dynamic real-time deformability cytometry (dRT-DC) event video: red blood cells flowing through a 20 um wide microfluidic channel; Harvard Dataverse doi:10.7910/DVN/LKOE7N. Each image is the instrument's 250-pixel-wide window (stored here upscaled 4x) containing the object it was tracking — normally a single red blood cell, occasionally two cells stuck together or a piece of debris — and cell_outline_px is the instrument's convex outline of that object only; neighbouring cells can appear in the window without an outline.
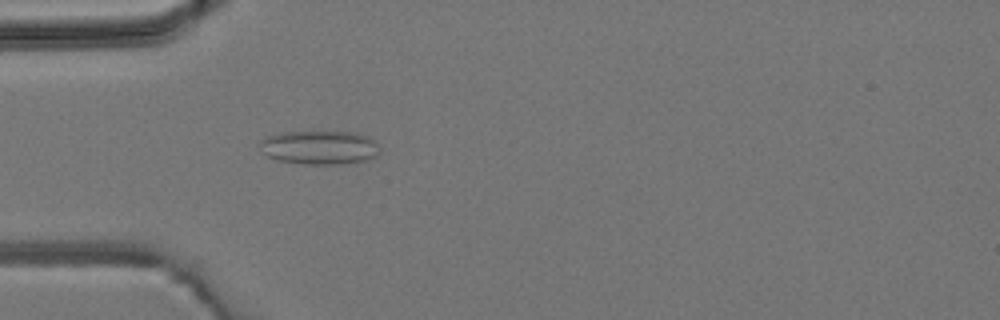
{"species": "common noctule bat (a hibernating species)", "species_latin": "Nyctalus noctula", "temperature_condition": "room temperature", "stored_images_in_passage": 5, "camera_frame_rate_fps": 3000, "um_per_image_px": 0.085, "animal": {"sex": "male", "body_mass_g": 19.2, "forearm_length_mm": 51.8}, "frame": {"image": 1, "passage_image": 5, "time_ms": 4.667, "image_size_px": [1000, 320], "cell_outline_px": [[380, 152], [376, 156], [364, 160], [344, 164], [304, 164], [280, 160], [268, 156], [260, 152], [260, 140], [276, 132], [348, 132], [368, 136], [376, 144]], "centroid_in_image_um": [27.11, 12.53], "position_along_channel_um": 57.9, "area_um2": 23.52}}